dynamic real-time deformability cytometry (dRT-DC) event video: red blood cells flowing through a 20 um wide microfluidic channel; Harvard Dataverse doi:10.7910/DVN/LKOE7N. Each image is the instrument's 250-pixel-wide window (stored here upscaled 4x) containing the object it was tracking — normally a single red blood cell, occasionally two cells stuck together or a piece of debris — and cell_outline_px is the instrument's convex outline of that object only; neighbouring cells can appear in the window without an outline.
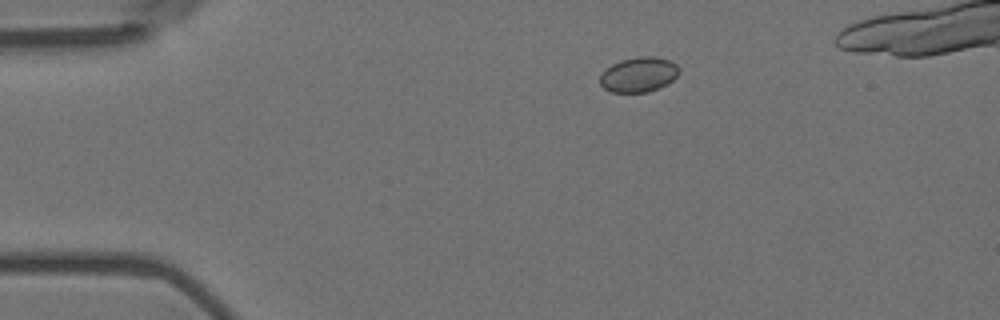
{"species": "Egyptian fruit bat (a non-hibernating species)", "species_latin": "Rousettus aegyptiacus", "temperature_condition": "room temperature", "stored_images_in_passage": 7, "camera_frame_rate_fps": 3000, "um_per_image_px": 0.085, "animal": {"sex": "female"}, "frame": {"image": 1, "passage_image": 1, "time_ms": 0.0, "image_size_px": [1000, 320], "cell_outline_px": [[680, 72], [668, 84], [648, 92], [612, 92], [604, 88], [600, 84], [600, 76], [612, 64], [620, 60], [640, 56], [652, 56], [668, 60], [676, 64], [680, 68]], "centroid_in_image_um": [54.31, 6.34], "position_along_channel_um": 30.7, "area_um2": 16.01}}
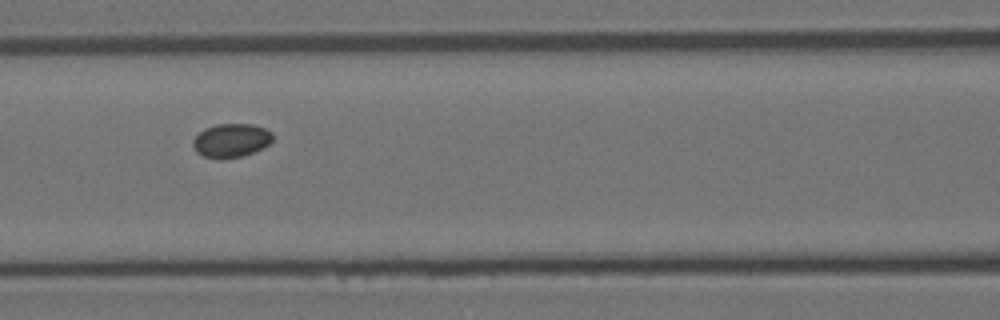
{"frame": {"image": 2, "passage_image": 5, "time_ms": 1.333, "image_size_px": [1000, 320], "cell_outline_px": [[272, 140], [268, 144], [252, 152], [240, 156], [220, 160], [204, 156], [196, 152], [192, 144], [192, 140], [204, 128], [216, 124], [252, 124], [264, 128], [272, 132]], "centroid_in_image_um": [19.61, 11.93], "position_along_channel_um": 147.0, "area_um2": 15.61}}
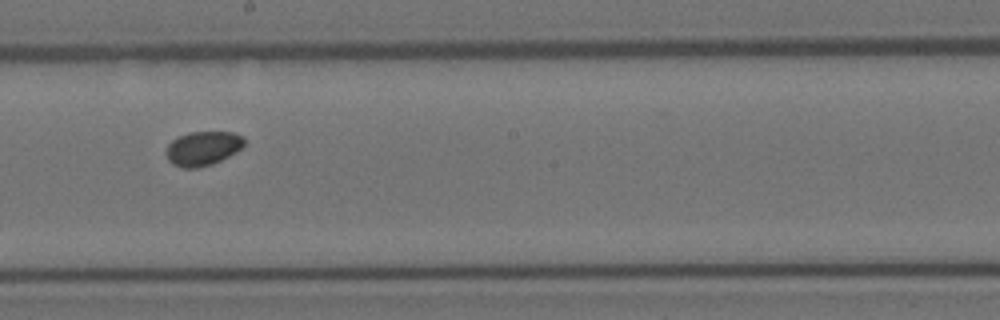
{"frame": {"image": 3, "passage_image": 7, "time_ms": 2.0, "image_size_px": [1000, 320], "cell_outline_px": [[244, 144], [236, 152], [212, 164], [196, 168], [184, 168], [172, 164], [168, 160], [164, 152], [168, 144], [172, 140], [180, 136], [192, 132], [232, 132], [244, 136]], "centroid_in_image_um": [17.22, 12.61], "position_along_channel_um": 231.0, "area_um2": 15.55}}